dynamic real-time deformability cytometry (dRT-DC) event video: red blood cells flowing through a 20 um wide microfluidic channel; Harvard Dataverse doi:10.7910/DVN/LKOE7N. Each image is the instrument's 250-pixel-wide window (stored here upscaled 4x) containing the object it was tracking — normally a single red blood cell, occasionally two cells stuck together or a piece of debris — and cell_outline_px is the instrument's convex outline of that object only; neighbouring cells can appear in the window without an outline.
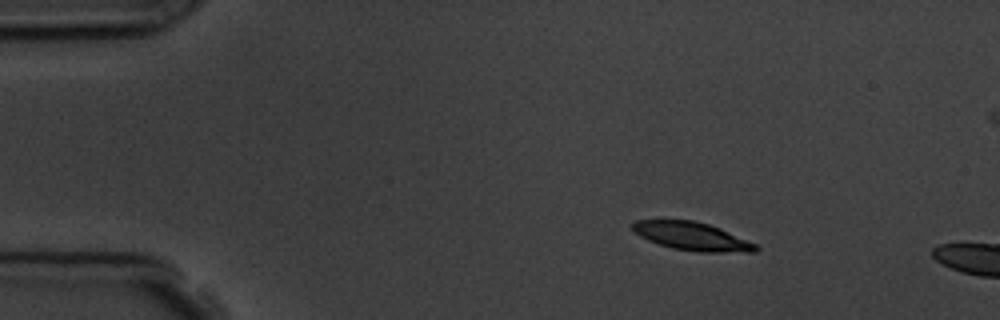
{"species": "common noctule bat (a hibernating species)", "species_latin": "Nyctalus noctula", "temperature_condition": "room temperature", "stored_images_in_passage": 4, "camera_frame_rate_fps": 3000, "um_per_image_px": 0.085, "animal": {"sex": "male", "body_mass_g": 19.5, "forearm_length_mm": 54.6}, "frame": {"image": 1, "passage_image": 2, "time_ms": 1.333, "image_size_px": [1000, 320], "cell_outline_px": [[760, 248], [756, 252], [696, 252], [672, 248], [648, 240], [640, 236], [632, 228], [632, 220], [696, 220], [720, 228], [756, 244]], "centroid_in_image_um": [58.83, 20.08], "position_along_channel_um": 26.2, "area_um2": 20.23}}